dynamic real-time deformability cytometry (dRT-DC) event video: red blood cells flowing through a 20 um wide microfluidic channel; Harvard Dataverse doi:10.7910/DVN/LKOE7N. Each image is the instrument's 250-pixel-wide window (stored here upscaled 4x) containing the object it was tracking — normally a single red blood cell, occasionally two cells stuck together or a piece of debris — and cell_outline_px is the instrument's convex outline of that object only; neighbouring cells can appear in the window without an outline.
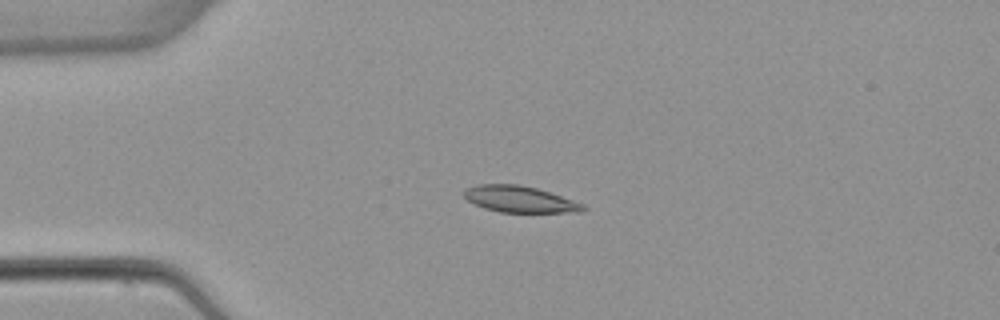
{"species": "common noctule bat (a hibernating species)", "species_latin": "Nyctalus noctula", "temperature_condition": "warm", "stored_images_in_passage": 6, "camera_frame_rate_fps": 3000, "um_per_image_px": 0.085, "animal": {"sex": "female", "body_mass_g": 22.7, "forearm_length_mm": 54.2}, "frame": {"image": 1, "passage_image": 4, "time_ms": 3.667, "image_size_px": [1000, 320], "cell_outline_px": [[588, 208], [584, 212], [500, 212], [484, 208], [468, 200], [464, 196], [464, 188], [480, 184], [520, 184], [536, 188], [584, 204]], "centroid_in_image_um": [44.18, 16.93], "position_along_channel_um": 40.8, "area_um2": 18.21}}
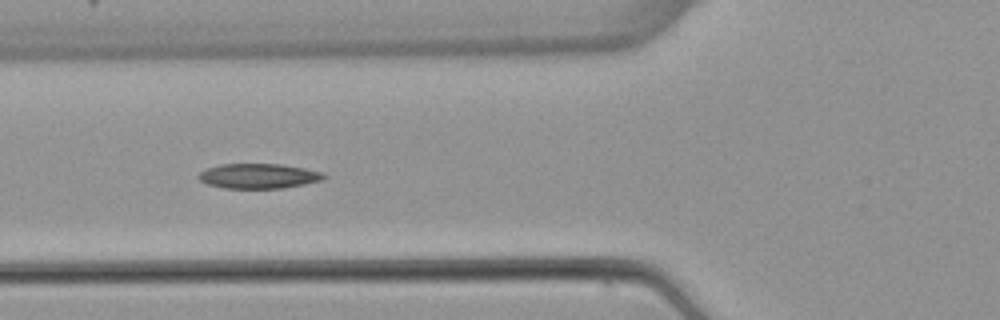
{"frame": {"image": 2, "passage_image": 6, "time_ms": 6.0, "image_size_px": [1000, 320], "cell_outline_px": [[328, 176], [320, 180], [304, 184], [284, 188], [224, 188], [208, 184], [200, 180], [196, 176], [200, 172], [208, 168], [220, 164], [280, 164], [304, 168], [324, 172]], "centroid_in_image_um": [21.99, 14.96], "position_along_channel_um": 103.8, "area_um2": 18.15}}